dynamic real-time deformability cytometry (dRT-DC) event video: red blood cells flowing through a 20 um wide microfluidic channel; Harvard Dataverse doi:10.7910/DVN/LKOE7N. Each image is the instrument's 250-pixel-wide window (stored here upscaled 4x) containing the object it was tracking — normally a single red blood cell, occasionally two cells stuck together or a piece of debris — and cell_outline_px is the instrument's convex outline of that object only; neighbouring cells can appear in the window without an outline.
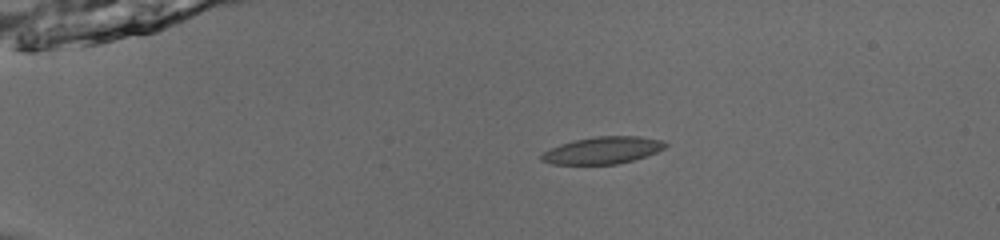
{"species": "common noctule bat (a hibernating species)", "species_latin": "Nyctalus noctula", "temperature_condition": "room temperature", "stored_images_in_passage": 42, "camera_frame_rate_fps": 3000, "um_per_image_px": 0.085, "animal": {"sex": "male", "body_mass_g": 13.0, "forearm_length_mm": 53.1}, "frame": {"image": 1, "passage_image": 1, "time_ms": 0.0, "image_size_px": [1000, 240], "cell_outline_px": [[668, 144], [664, 148], [656, 152], [632, 160], [616, 164], [552, 164], [540, 160], [540, 156], [544, 152], [560, 144], [576, 140], [596, 136], [640, 136], [664, 140]], "centroid_in_image_um": [51.24, 12.77], "position_along_channel_um": 33.8, "area_um2": 19.36}}
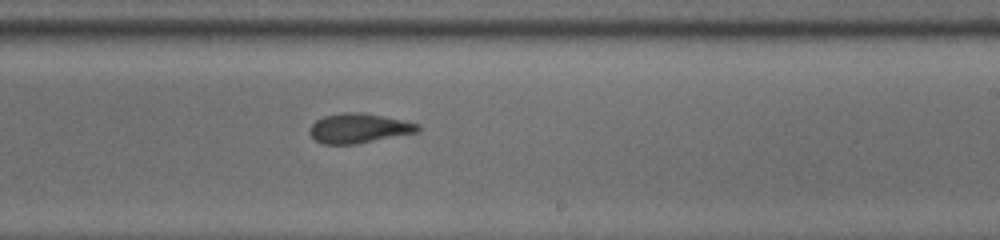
{"frame": {"image": 2, "passage_image": 23, "time_ms": 7.333, "image_size_px": [1000, 240], "cell_outline_px": [[420, 132], [356, 144], [324, 144], [316, 140], [312, 136], [312, 124], [316, 120], [324, 116], [340, 112], [364, 112], [404, 120], [420, 124]], "centroid_in_image_um": [30.57, 10.89], "position_along_channel_um": 258.4, "area_um2": 18.73}}
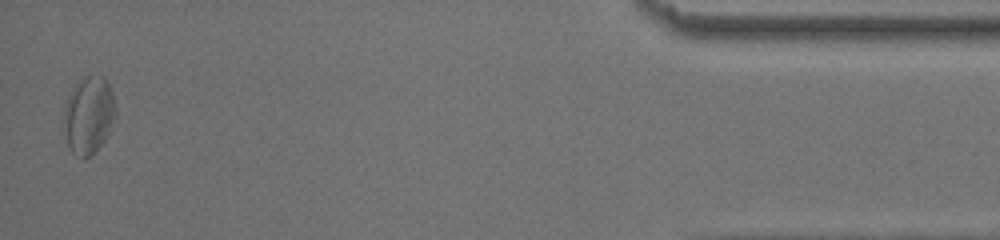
{"frame": {"image": 3, "passage_image": 41, "time_ms": 13.333, "image_size_px": [1000, 240], "cell_outline_px": [[116, 116], [104, 140], [84, 160], [76, 156], [72, 152], [68, 144], [64, 112], [68, 96], [76, 80], [84, 76], [104, 76], [108, 80], [116, 104]], "centroid_in_image_um": [7.57, 9.72], "position_along_channel_um": 427.6, "area_um2": 23.18}, "authors_computed_cell_mechanics": {"area_um2": 19.7676, "velocity_mm_per_s": 3.9335, "shape_relaxation_time_tau1_ms": 11.2794, "shape_relaxation_time_tau2_ms": 2.814, "deformation_change_tau1": 0.1821, "deformation_change_tau2": 0.0983}}